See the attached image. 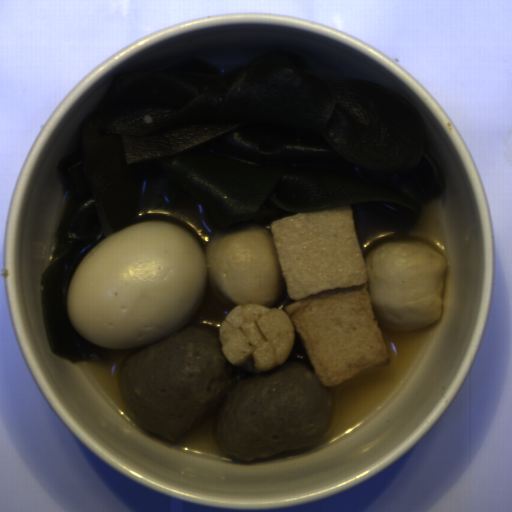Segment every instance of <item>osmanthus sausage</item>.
Masks as SVG:
<instances>
[{
	"mask_svg": "<svg viewBox=\"0 0 512 512\" xmlns=\"http://www.w3.org/2000/svg\"><path fill=\"white\" fill-rule=\"evenodd\" d=\"M218 332L221 349L233 366L260 373L287 360L296 328L284 310L248 302L236 305Z\"/></svg>",
	"mask_w": 512,
	"mask_h": 512,
	"instance_id": "d35146e8",
	"label": "osmanthus sausage"
}]
</instances>
